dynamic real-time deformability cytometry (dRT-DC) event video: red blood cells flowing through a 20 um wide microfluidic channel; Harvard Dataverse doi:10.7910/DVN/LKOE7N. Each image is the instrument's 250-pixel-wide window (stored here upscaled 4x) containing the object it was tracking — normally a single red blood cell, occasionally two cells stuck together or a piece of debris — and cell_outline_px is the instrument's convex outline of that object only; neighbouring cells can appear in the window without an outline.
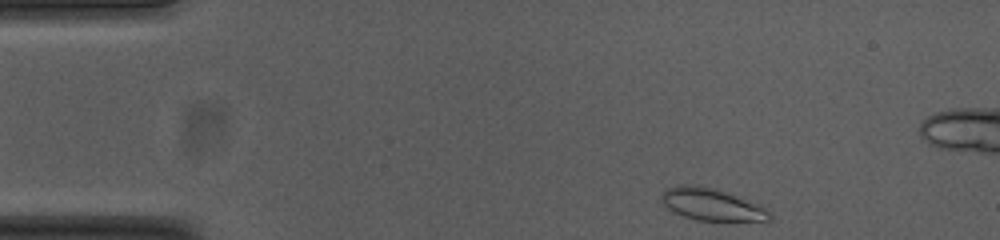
{"species": "common noctule bat (a hibernating species)", "species_latin": "Nyctalus noctula", "temperature_condition": "cold", "stored_images_in_passage": 48, "camera_frame_rate_fps": 3000, "um_per_image_px": 0.085, "animal": {"sex": "female", "body_mass_g": 23.0, "forearm_length_mm": 53.4}, "frame": {"image": 1, "passage_image": 1, "time_ms": 0.0, "image_size_px": [1000, 240], "cell_outline_px": [[772, 220], [696, 220], [684, 216], [668, 208], [660, 200], [660, 196], [668, 188], [692, 184], [712, 188], [724, 192], [764, 208], [772, 212]], "centroid_in_image_um": [60.46, 17.39], "position_along_channel_um": 24.5, "area_um2": 19.36}}
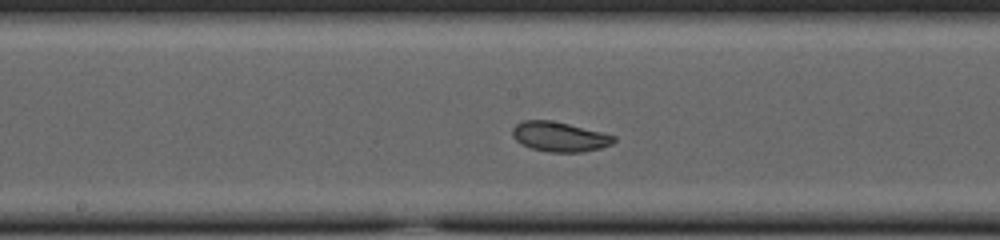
{"frame": {"image": 2, "passage_image": 21, "time_ms": 6.667, "image_size_px": [1000, 240], "cell_outline_px": [[616, 140], [612, 144], [600, 148], [584, 152], [548, 152], [532, 148], [516, 140], [512, 136], [512, 128], [516, 124], [524, 120], [552, 120], [616, 136]], "centroid_in_image_um": [47.56, 11.62], "position_along_channel_um": 200.6, "area_um2": 17.46}}
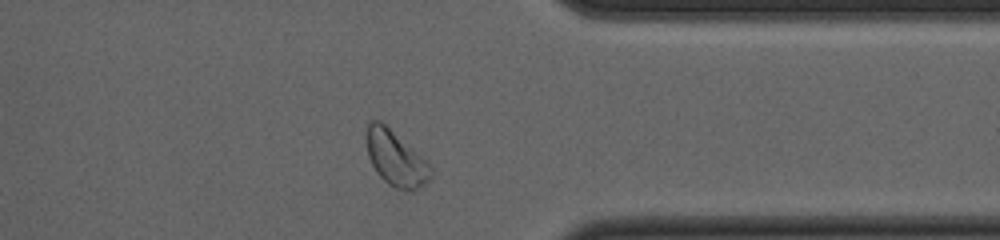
{"frame": {"image": 3, "passage_image": 36, "time_ms": 11.667, "image_size_px": [1000, 240], "cell_outline_px": [[432, 176], [420, 188], [412, 192], [408, 192], [396, 188], [388, 184], [376, 172], [368, 156], [364, 140], [368, 124], [372, 120], [380, 120], [416, 152], [432, 168]], "centroid_in_image_um": [33.6, 13.49], "position_along_channel_um": 377.8, "area_um2": 20.58}}